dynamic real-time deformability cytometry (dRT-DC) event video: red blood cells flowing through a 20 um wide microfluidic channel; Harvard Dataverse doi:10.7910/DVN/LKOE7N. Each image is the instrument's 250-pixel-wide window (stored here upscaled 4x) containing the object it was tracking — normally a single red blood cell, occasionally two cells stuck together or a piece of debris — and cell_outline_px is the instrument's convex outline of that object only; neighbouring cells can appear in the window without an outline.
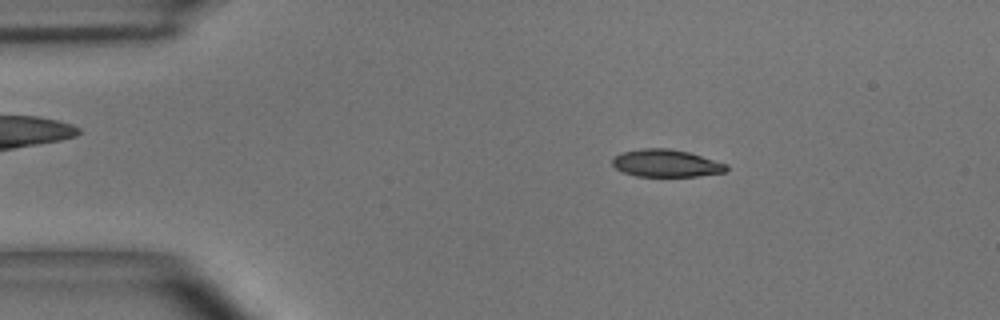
{"species": "common noctule bat (a hibernating species)", "species_latin": "Nyctalus noctula", "temperature_condition": "room temperature", "stored_images_in_passage": 54, "camera_frame_rate_fps": 3000, "um_per_image_px": 0.085, "animal": {"sex": "male", "body_mass_g": 15.6}, "frame": {"image": 1, "passage_image": 9, "time_ms": 2.667, "image_size_px": [1000, 320], "cell_outline_px": [[728, 168], [724, 172], [696, 176], [636, 176], [624, 172], [616, 168], [612, 164], [612, 160], [616, 156], [624, 152], [640, 148], [668, 148], [688, 152], [728, 164]], "centroid_in_image_um": [56.63, 13.87], "position_along_channel_um": 28.4, "area_um2": 18.03}}
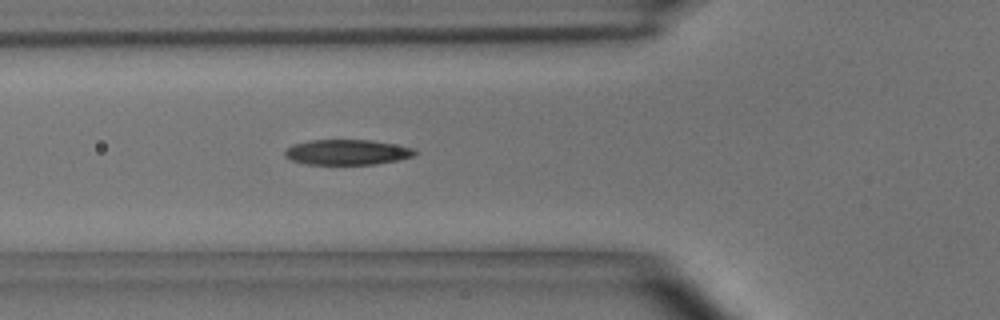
{"frame": {"image": 2, "passage_image": 19, "time_ms": 6.0, "image_size_px": [1000, 320], "cell_outline_px": [[416, 152], [412, 156], [396, 160], [376, 164], [308, 164], [292, 160], [284, 156], [284, 152], [292, 144], [312, 140], [372, 140], [416, 148]], "centroid_in_image_um": [29.5, 12.93], "position_along_channel_um": 96.3, "area_um2": 19.02}}
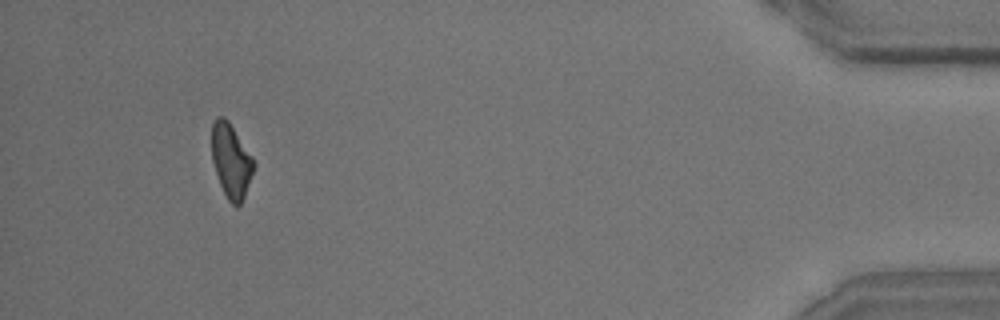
{"frame": {"image": 3, "passage_image": 51, "time_ms": 16.667, "image_size_px": [1000, 320], "cell_outline_px": [[256, 164], [244, 196], [240, 204], [236, 208], [228, 200], [220, 184], [212, 160], [212, 124], [216, 116], [224, 116], [228, 120], [252, 156]], "centroid_in_image_um": [19.64, 13.65], "position_along_channel_um": 415.6, "area_um2": 18.03}, "authors_computed_cell_mechanics": {"area_um2": 18.9873, "velocity_mm_per_s": 3.6209, "shape_relaxation_time_tau1_ms": 5.6715, "shape_relaxation_time_tau2_ms": 3.2183, "deformation_change_tau1": 0.1613, "deformation_change_tau2": 0.1082}}